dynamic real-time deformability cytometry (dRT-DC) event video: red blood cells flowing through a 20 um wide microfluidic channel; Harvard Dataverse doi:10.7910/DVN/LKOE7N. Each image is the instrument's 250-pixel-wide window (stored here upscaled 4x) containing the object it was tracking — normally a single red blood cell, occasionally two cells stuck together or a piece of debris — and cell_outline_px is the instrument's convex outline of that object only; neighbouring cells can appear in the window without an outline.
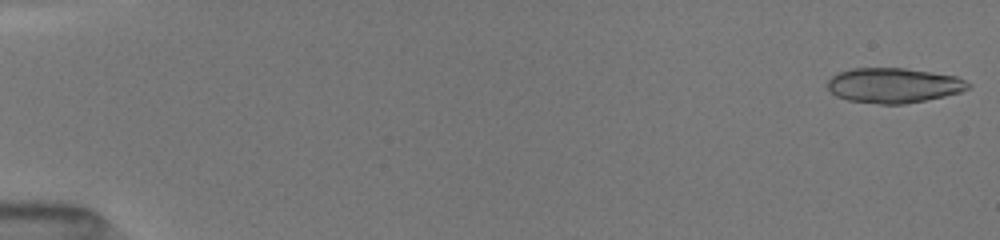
{"species": "common noctule bat (a hibernating species)", "species_latin": "Nyctalus noctula", "temperature_condition": "room temperature", "stored_images_in_passage": 13, "camera_frame_rate_fps": 3000, "um_per_image_px": 0.085, "animal": {"sex": "female", "body_mass_g": 19.5, "forearm_length_mm": 54.1}, "frame": {"image": 1, "passage_image": 1, "time_ms": 0.0, "image_size_px": [1000, 240], "cell_outline_px": [[972, 84], [968, 88], [960, 92], [944, 96], [904, 104], [880, 104], [848, 100], [836, 96], [828, 88], [828, 80], [832, 76], [840, 72], [852, 68], [904, 68], [956, 76]], "centroid_in_image_um": [75.95, 7.25], "position_along_channel_um": 9.0, "area_um2": 28.44}}
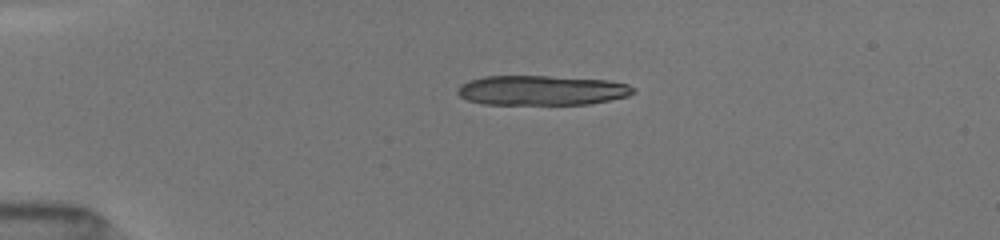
{"frame": {"image": 2, "passage_image": 8, "time_ms": 3.667, "image_size_px": [1000, 240], "cell_outline_px": [[636, 92], [628, 96], [588, 104], [484, 104], [468, 100], [460, 96], [456, 92], [456, 88], [460, 84], [468, 80], [484, 76], [548, 76], [608, 80], [628, 84], [636, 88]], "centroid_in_image_um": [46.03, 7.67], "position_along_channel_um": 39.0, "area_um2": 30.63}}